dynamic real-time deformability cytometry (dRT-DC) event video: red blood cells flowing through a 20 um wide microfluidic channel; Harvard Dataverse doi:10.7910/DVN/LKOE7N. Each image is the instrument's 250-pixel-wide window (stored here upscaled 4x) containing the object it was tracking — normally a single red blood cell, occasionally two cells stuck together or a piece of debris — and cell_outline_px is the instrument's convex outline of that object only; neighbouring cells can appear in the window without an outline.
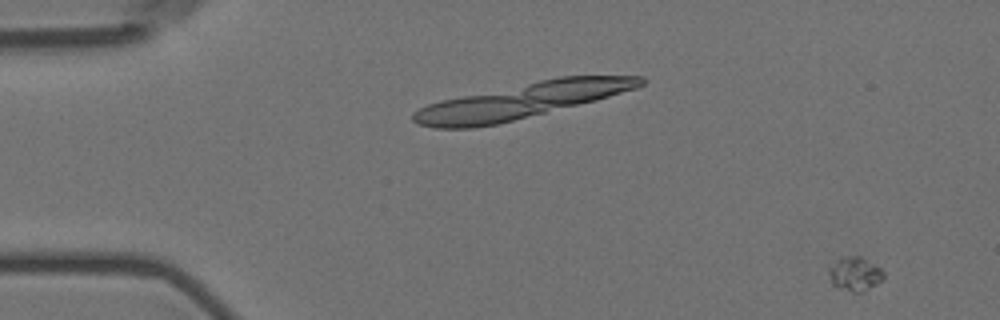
{"species": "Egyptian fruit bat (a non-hibernating species)", "species_latin": "Rousettus aegyptiacus", "temperature_condition": "room temperature", "stored_images_in_passage": 3, "camera_frame_rate_fps": 3000, "um_per_image_px": 0.085, "animal": {"sex": "female"}, "frame": {"image": 1, "passage_image": 1, "time_ms": 0.0, "image_size_px": [1000, 320], "cell_outline_px": [[884, 280], [860, 292], [852, 292], [836, 288], [832, 284], [828, 272], [828, 268], [840, 256], [860, 256], [880, 268], [884, 272]], "centroid_in_image_um": [72.64, 23.28], "position_along_channel_um": 12.4, "area_um2": 10.92}}